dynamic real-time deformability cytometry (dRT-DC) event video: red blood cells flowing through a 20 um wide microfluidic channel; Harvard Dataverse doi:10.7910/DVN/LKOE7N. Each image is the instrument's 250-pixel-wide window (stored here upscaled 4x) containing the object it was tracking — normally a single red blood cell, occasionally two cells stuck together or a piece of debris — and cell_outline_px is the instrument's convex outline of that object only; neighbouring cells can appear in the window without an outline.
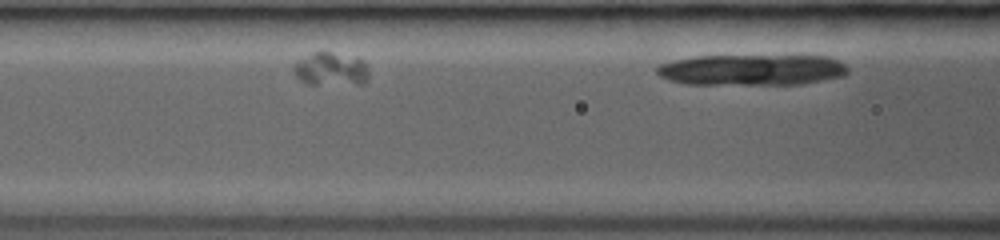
{"species": "common noctule bat (a hibernating species)", "species_latin": "Nyctalus noctula", "temperature_condition": "room temperature", "stored_images_in_passage": 7, "segment_of_instrument_passage": [2, 2], "camera_frame_rate_fps": 3000, "um_per_image_px": 0.085, "animal": {"sex": "female", "body_mass_g": 19.0, "forearm_length_mm": 53.3}, "frame": {"image": 1, "passage_image": 7, "time_ms": 2.0, "image_size_px": [1000, 240], "cell_outline_px": [[848, 72], [844, 76], [800, 84], [684, 84], [668, 80], [660, 76], [656, 72], [656, 68], [660, 64], [672, 60], [692, 56], [828, 56], [840, 60], [848, 68]], "centroid_in_image_um": [63.89, 5.93], "position_along_channel_um": 102.7, "area_um2": 34.68}}